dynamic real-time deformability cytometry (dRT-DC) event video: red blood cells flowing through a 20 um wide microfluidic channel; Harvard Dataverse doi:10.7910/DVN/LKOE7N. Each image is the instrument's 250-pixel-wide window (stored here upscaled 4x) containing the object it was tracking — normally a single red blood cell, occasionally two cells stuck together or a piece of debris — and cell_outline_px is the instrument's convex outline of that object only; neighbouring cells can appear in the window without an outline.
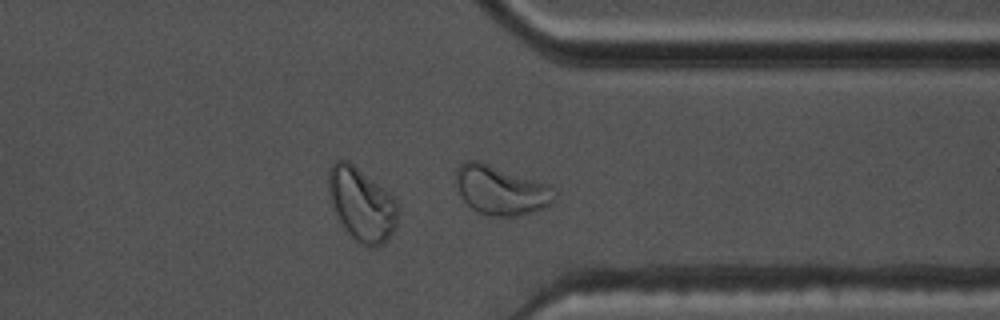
{"species": "common noctule bat (a hibernating species)", "species_latin": "Nyctalus noctula", "temperature_condition": "warm", "stored_images_in_passage": 35, "camera_frame_rate_fps": 3000, "um_per_image_px": 0.085, "animal": {"sex": "male", "body_mass_g": 17.5, "forearm_length_mm": 52.3}, "frame": {"image": 1, "passage_image": 30, "time_ms": 9.667, "image_size_px": [1000, 320], "cell_outline_px": [[556, 196], [552, 204], [544, 208], [516, 216], [488, 216], [472, 208], [460, 196], [456, 184], [456, 168], [464, 160], [480, 160], [544, 184], [556, 192]], "centroid_in_image_um": [42.52, 16.16], "position_along_channel_um": 368.9, "area_um2": 27.98}, "authors_computed_cell_mechanics": {"area_um2": 21.2704, "velocity_mm_per_s": 3.6998, "shape_relaxation_time_tau1_ms": null, "shape_relaxation_time_tau2_ms": 1.1903, "deformation_change_tau1": null, "deformation_change_tau2": 0.0794}}